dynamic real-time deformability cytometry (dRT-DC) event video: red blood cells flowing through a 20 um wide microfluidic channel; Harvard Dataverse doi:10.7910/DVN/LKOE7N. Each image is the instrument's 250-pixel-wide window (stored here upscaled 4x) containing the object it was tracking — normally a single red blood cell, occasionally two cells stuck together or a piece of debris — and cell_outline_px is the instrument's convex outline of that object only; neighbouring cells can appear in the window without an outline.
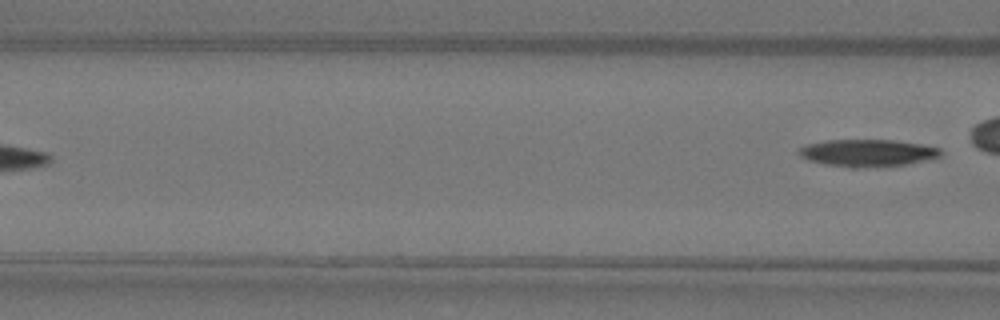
{"species": "Egyptian fruit bat (a non-hibernating species)", "species_latin": "Rousettus aegyptiacus", "temperature_condition": "warm", "stored_images_in_passage": 5, "camera_frame_rate_fps": 3000, "um_per_image_px": 0.085, "animal": {"sex": "female"}, "frame": {"image": 1, "passage_image": 5, "time_ms": 1.333, "image_size_px": [1000, 320], "cell_outline_px": [[940, 156], [924, 160], [904, 164], [860, 168], [848, 168], [824, 164], [808, 160], [800, 156], [796, 152], [800, 148], [808, 144], [828, 140], [892, 140], [920, 144], [940, 148]], "centroid_in_image_um": [73.67, 13.0], "position_along_channel_um": 92.9, "area_um2": 22.25}}